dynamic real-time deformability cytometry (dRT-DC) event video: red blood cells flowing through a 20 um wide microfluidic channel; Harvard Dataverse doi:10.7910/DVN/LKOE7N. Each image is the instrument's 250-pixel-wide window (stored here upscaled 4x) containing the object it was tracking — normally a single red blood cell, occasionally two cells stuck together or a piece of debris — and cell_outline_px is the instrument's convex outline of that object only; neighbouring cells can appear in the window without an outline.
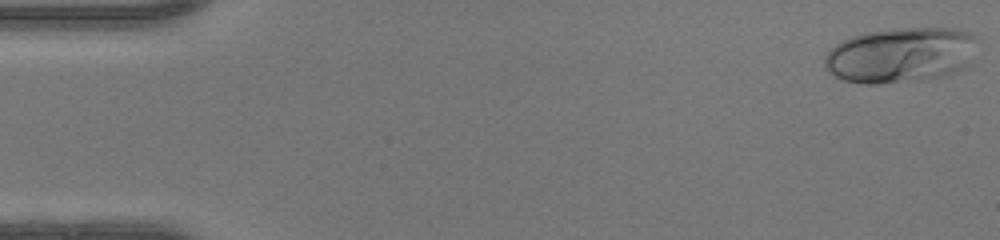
{"species": "human", "species_latin": "Homo sapiens", "temperature_condition": "warm", "stored_images_in_passage": 48, "camera_frame_rate_fps": 3000, "um_per_image_px": 0.085, "donor": {"sex": "female"}, "frame": {"image": 1, "passage_image": 1, "time_ms": 0.0, "image_size_px": [1000, 240], "cell_outline_px": [[980, 36], [964, 64], [960, 68], [952, 72], [940, 76], [924, 80], [876, 84], [860, 84], [844, 80], [828, 72], [824, 68], [824, 56], [836, 44], [852, 36], [864, 32], [892, 28], [956, 28], [972, 32]], "centroid_in_image_um": [76.5, 4.66], "position_along_channel_um": 8.5, "area_um2": 49.25}}
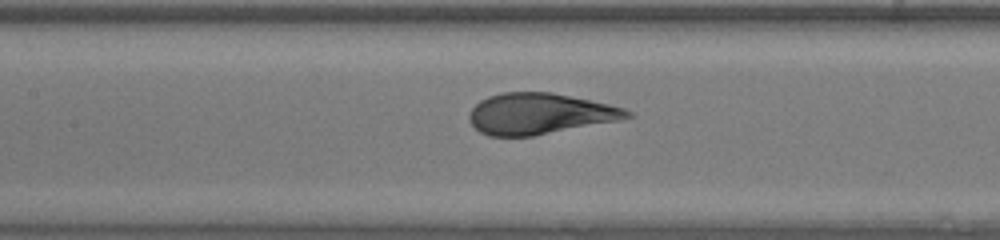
{"frame": {"image": 2, "passage_image": 22, "time_ms": 7.0, "image_size_px": [1000, 240], "cell_outline_px": [[632, 116], [620, 120], [532, 136], [488, 136], [480, 132], [472, 124], [468, 116], [472, 108], [480, 100], [488, 96], [504, 92], [552, 92], [608, 104], [624, 108], [632, 112]], "centroid_in_image_um": [45.85, 9.66], "position_along_channel_um": 161.5, "area_um2": 37.51}}
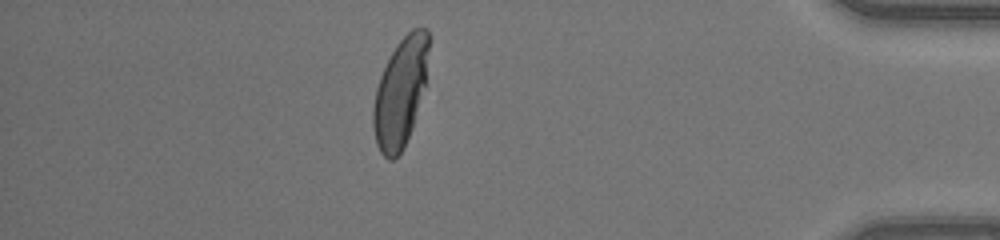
{"frame": {"image": 3, "passage_image": 42, "time_ms": 13.667, "image_size_px": [1000, 240], "cell_outline_px": [[428, 48], [424, 84], [412, 128], [404, 148], [392, 160], [388, 160], [380, 152], [376, 144], [372, 124], [372, 108], [376, 88], [380, 76], [396, 44], [412, 28], [428, 28]], "centroid_in_image_um": [33.99, 7.89], "position_along_channel_um": 401.2, "area_um2": 34.68}, "authors_computed_cell_mechanics": {"area_um2": 38.3214, "velocity_mm_per_s": 4.2565, "shape_relaxation_time_tau1_ms": 3.9827, "shape_relaxation_time_tau2_ms": null, "deformation_change_tau1": 0.2293, "deformation_change_tau2": null}}